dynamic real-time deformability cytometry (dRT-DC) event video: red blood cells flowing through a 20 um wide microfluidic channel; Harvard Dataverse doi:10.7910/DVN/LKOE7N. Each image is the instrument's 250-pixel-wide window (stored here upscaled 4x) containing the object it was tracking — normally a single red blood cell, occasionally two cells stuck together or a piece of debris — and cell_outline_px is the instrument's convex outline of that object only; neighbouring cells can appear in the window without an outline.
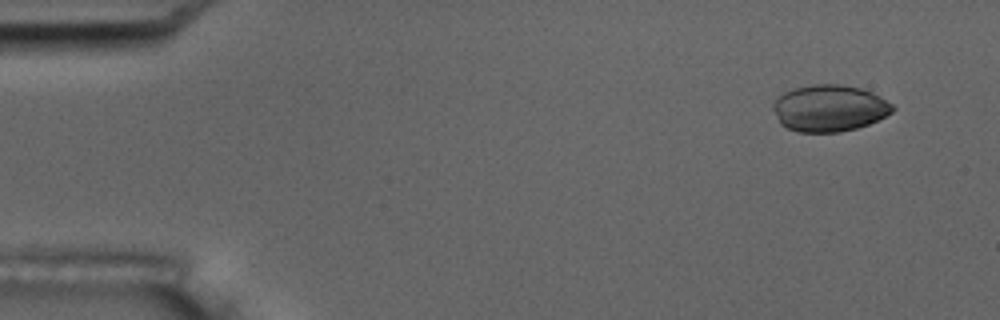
{"species": "common noctule bat (a hibernating species)", "species_latin": "Nyctalus noctula", "temperature_condition": "room temperature", "stored_images_in_passage": 6, "camera_frame_rate_fps": 3000, "um_per_image_px": 0.085, "animal": {"sex": "male", "body_mass_g": 17.5, "forearm_length_mm": 52.3}, "frame": {"image": 1, "passage_image": 2, "time_ms": 1.0, "image_size_px": [1000, 320], "cell_outline_px": [[896, 108], [892, 112], [868, 124], [856, 128], [840, 132], [796, 132], [780, 124], [772, 108], [772, 104], [784, 92], [792, 88], [812, 84], [840, 84], [860, 88], [872, 92], [880, 96], [892, 104]], "centroid_in_image_um": [70.48, 9.19], "position_along_channel_um": 14.5, "area_um2": 32.54}}